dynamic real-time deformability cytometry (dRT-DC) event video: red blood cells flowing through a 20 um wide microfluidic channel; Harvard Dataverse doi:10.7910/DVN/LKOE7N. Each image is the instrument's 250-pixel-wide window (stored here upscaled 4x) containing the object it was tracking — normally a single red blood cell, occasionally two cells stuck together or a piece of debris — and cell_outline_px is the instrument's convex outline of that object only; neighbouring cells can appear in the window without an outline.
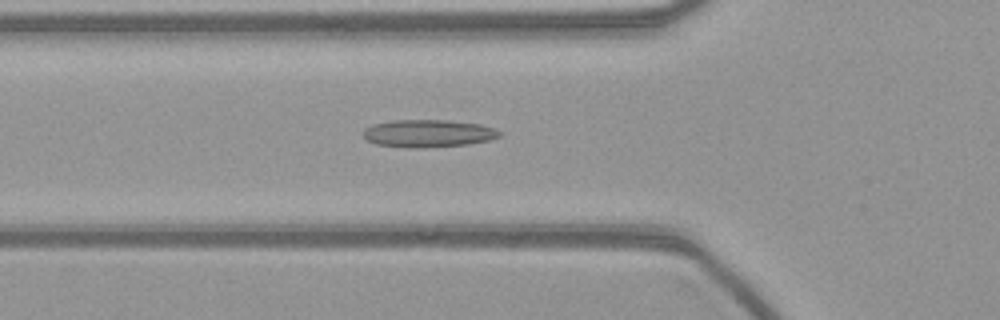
{"species": "common noctule bat (a hibernating species)", "species_latin": "Nyctalus noctula", "temperature_condition": "warm", "stored_images_in_passage": 48, "camera_frame_rate_fps": 3000, "um_per_image_px": 0.085, "animal": {"sex": "female", "body_mass_g": 21.9}, "frame": {"image": 1, "passage_image": 12, "time_ms": 3.667, "image_size_px": [1000, 320], "cell_outline_px": [[500, 136], [488, 140], [464, 144], [420, 148], [408, 148], [376, 144], [368, 140], [364, 136], [364, 128], [372, 124], [392, 120], [448, 120], [480, 124], [492, 128], [500, 132]], "centroid_in_image_um": [36.34, 11.33], "position_along_channel_um": 89.5, "area_um2": 21.68}}
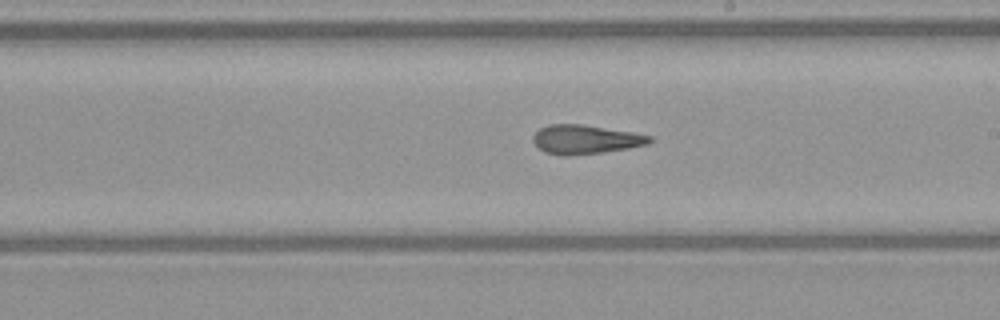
{"frame": {"image": 2, "passage_image": 24, "time_ms": 7.667, "image_size_px": [1000, 320], "cell_outline_px": [[652, 140], [648, 144], [628, 148], [600, 152], [568, 156], [560, 156], [544, 152], [532, 140], [532, 136], [540, 128], [548, 124], [584, 124], [632, 132], [652, 136]], "centroid_in_image_um": [49.74, 11.84], "position_along_channel_um": 239.3, "area_um2": 19.71}}
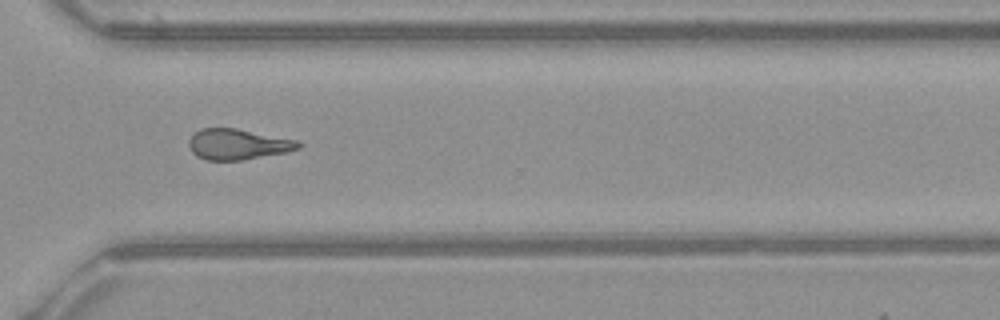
{"frame": {"image": 3, "passage_image": 33, "time_ms": 10.667, "image_size_px": [1000, 320], "cell_outline_px": [[304, 144], [300, 148], [288, 152], [240, 160], [208, 160], [196, 156], [192, 152], [188, 144], [188, 140], [200, 128], [236, 128], [300, 140]], "centroid_in_image_um": [20.27, 12.25], "position_along_channel_um": 350.3, "area_um2": 19.77}}